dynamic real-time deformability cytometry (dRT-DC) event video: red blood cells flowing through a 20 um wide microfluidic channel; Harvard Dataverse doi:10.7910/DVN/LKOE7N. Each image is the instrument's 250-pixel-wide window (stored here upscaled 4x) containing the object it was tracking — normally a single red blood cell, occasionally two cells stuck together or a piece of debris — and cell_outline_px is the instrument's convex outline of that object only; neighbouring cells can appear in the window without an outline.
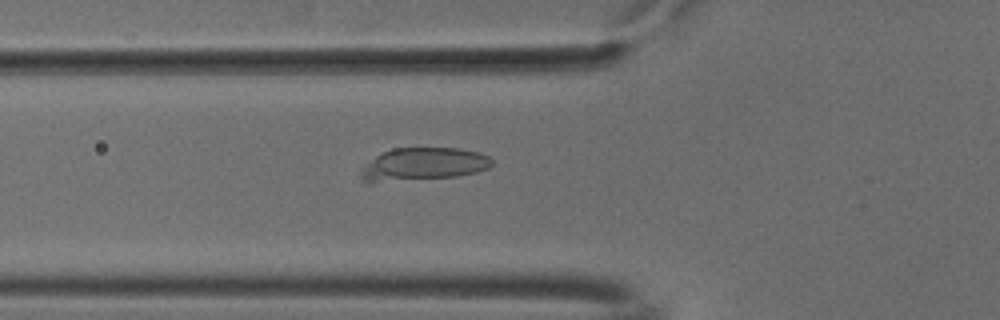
{"species": "common noctule bat (a hibernating species)", "species_latin": "Nyctalus noctula", "temperature_condition": "cold", "stored_images_in_passage": 48, "camera_frame_rate_fps": 3000, "um_per_image_px": 0.085, "animal": {"sex": "male", "body_mass_g": 18.8}, "frame": {"image": 1, "passage_image": 13, "time_ms": 4.0, "image_size_px": [1000, 320], "cell_outline_px": [[492, 164], [488, 168], [476, 172], [456, 176], [368, 184], [360, 176], [360, 172], [364, 164], [376, 156], [392, 148], [460, 148], [476, 152], [488, 156], [492, 160]], "centroid_in_image_um": [35.91, 13.98], "position_along_channel_um": 89.9, "area_um2": 25.26}}
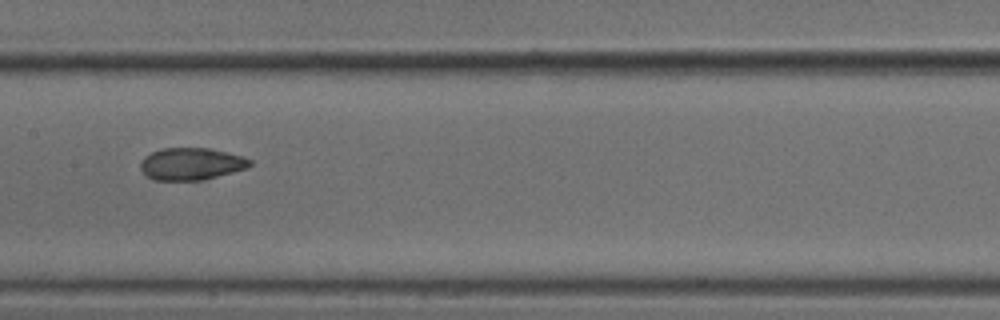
{"frame": {"image": 2, "passage_image": 21, "time_ms": 6.667, "image_size_px": [1000, 320], "cell_outline_px": [[252, 164], [248, 168], [204, 180], [156, 180], [148, 176], [140, 168], [140, 164], [144, 156], [152, 152], [164, 148], [212, 148], [240, 156], [252, 160]], "centroid_in_image_um": [16.27, 13.93], "position_along_channel_um": 191.1, "area_um2": 20.46}}
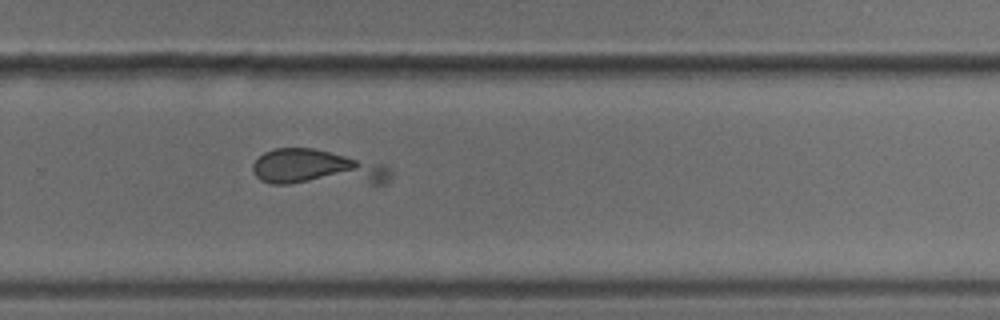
{"frame": {"image": 3, "passage_image": 30, "time_ms": 9.667, "image_size_px": [1000, 320], "cell_outline_px": [[392, 180], [384, 184], [272, 184], [260, 180], [252, 172], [252, 164], [264, 152], [276, 148], [312, 148], [384, 164], [392, 172]], "centroid_in_image_um": [26.98, 14.3], "position_along_channel_um": 302.8, "area_um2": 29.3}}